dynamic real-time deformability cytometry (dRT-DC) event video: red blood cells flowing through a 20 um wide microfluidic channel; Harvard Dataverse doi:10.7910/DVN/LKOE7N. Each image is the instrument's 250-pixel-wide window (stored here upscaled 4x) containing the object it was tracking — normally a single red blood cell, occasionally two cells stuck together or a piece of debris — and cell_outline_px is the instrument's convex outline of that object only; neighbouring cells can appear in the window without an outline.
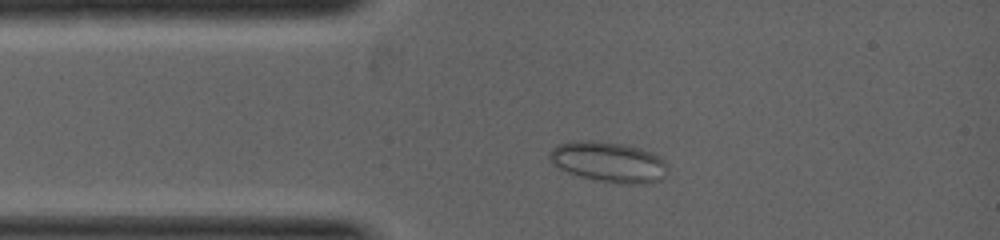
{"species": "common noctule bat (a hibernating species)", "species_latin": "Nyctalus noctula", "temperature_condition": "warm", "stored_images_in_passage": 3, "camera_frame_rate_fps": 5000, "um_per_image_px": 0.085, "animal": {"sex": "female", "body_mass_g": 19.0, "forearm_length_mm": 53.3}, "frame": {"image": 1, "passage_image": 2, "time_ms": 0.6, "image_size_px": [1000, 240], "cell_outline_px": [[660, 164], [656, 180], [640, 184], [596, 180], [568, 172], [552, 164], [548, 156], [552, 148], [560, 144], [580, 140], [592, 140], [624, 144], [640, 148], [652, 152], [660, 160]], "centroid_in_image_um": [51.54, 13.72], "position_along_channel_um": 33.5, "area_um2": 26.3}}